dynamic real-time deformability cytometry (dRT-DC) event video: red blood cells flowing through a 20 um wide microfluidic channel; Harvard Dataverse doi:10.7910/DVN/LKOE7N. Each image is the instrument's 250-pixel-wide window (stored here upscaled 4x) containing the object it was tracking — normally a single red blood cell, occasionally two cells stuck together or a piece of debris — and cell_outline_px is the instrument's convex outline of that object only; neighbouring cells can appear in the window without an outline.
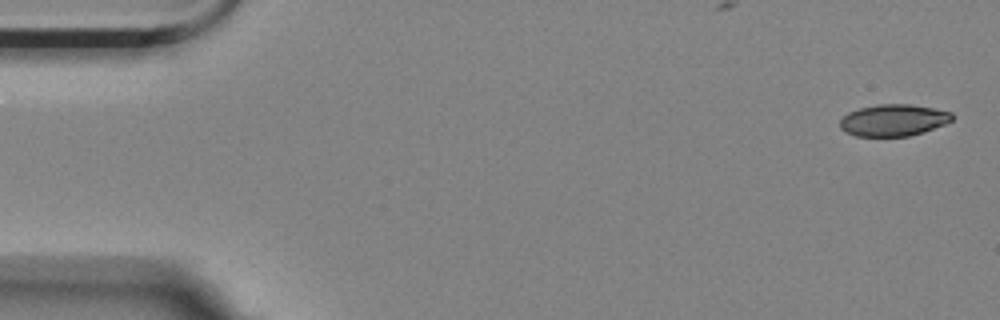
{"species": "Egyptian fruit bat (a non-hibernating species)", "species_latin": "Rousettus aegyptiacus", "temperature_condition": "room temperature", "stored_images_in_passage": 5, "camera_frame_rate_fps": 3000, "um_per_image_px": 0.085, "animal": {"sex": "female"}, "frame": {"image": 1, "passage_image": 1, "time_ms": 0.0, "image_size_px": [1000, 320], "cell_outline_px": [[952, 120], [944, 124], [924, 132], [908, 136], [856, 136], [840, 128], [840, 120], [848, 112], [860, 108], [880, 104], [908, 104], [932, 108], [952, 112]], "centroid_in_image_um": [75.94, 10.22], "position_along_channel_um": 9.1, "area_um2": 20.52}}
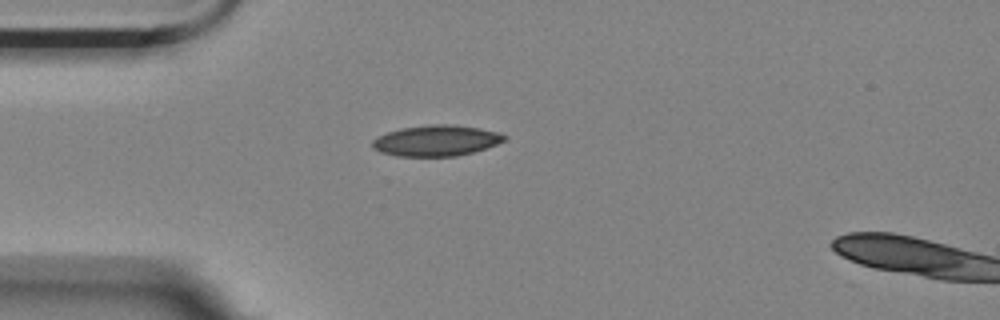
{"frame": {"image": 2, "passage_image": 4, "time_ms": 1.0, "image_size_px": [1000, 320], "cell_outline_px": [[508, 136], [504, 140], [496, 144], [472, 152], [456, 156], [396, 156], [380, 152], [372, 148], [372, 140], [376, 136], [388, 132], [404, 128], [436, 124], [448, 124], [480, 128], [496, 132]], "centroid_in_image_um": [37.04, 11.96], "position_along_channel_um": 48.0, "area_um2": 23.47}}